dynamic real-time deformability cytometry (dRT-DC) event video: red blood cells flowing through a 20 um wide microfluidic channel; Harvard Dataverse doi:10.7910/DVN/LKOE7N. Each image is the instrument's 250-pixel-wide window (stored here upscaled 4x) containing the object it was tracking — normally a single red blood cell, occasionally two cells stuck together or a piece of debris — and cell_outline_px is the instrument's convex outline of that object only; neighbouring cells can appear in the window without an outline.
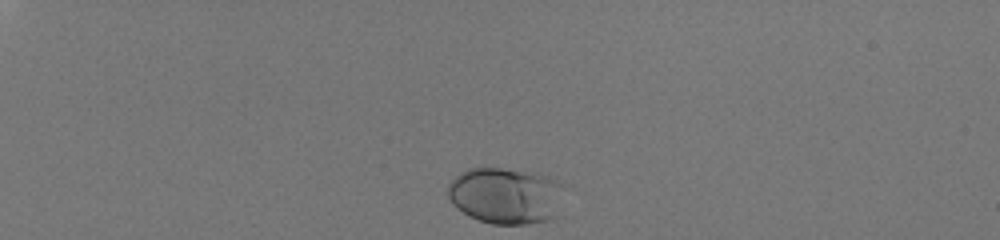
{"species": "human", "species_latin": "Homo sapiens", "temperature_condition": "room temperature", "stored_images_in_passage": 34, "camera_frame_rate_fps": 3000, "um_per_image_px": 0.085, "donor": {"sex": "male"}, "frame": {"image": 1, "passage_image": 1, "time_ms": 0.0, "image_size_px": [1000, 240], "cell_outline_px": [[560, 184], [556, 216], [552, 220], [528, 224], [492, 224], [480, 220], [456, 208], [452, 204], [448, 196], [448, 184], [460, 172], [468, 168], [500, 168], [536, 172], [548, 176], [556, 180]], "centroid_in_image_um": [42.93, 16.62], "position_along_channel_um": 42.1, "area_um2": 37.97}}
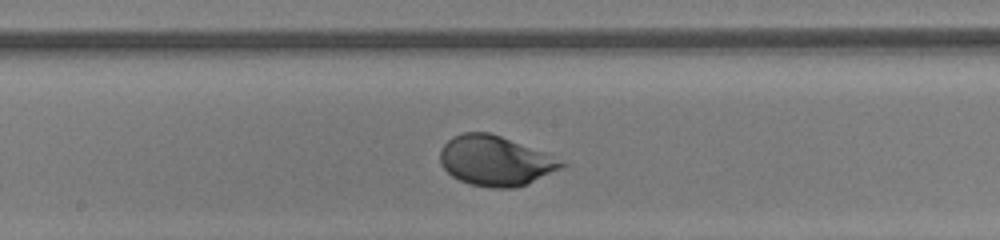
{"frame": {"image": 2, "passage_image": 20, "time_ms": 6.333, "image_size_px": [1000, 240], "cell_outline_px": [[568, 164], [528, 184], [516, 188], [492, 188], [468, 184], [452, 176], [440, 164], [440, 148], [452, 136], [464, 132], [488, 132], [500, 136], [540, 152]], "centroid_in_image_um": [42.02, 13.68], "position_along_channel_um": 206.2, "area_um2": 34.8}}
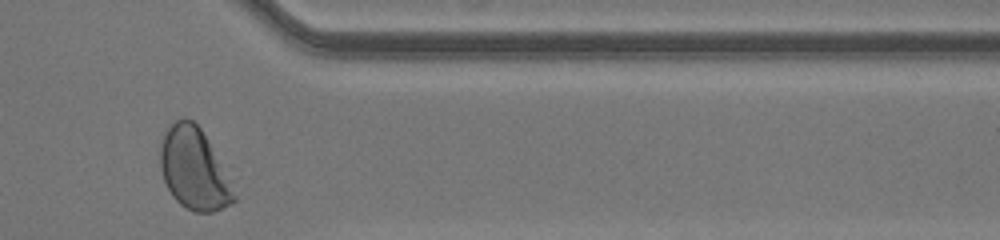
{"frame": {"image": 3, "passage_image": 34, "time_ms": 11.0, "image_size_px": [1000, 240], "cell_outline_px": [[236, 200], [232, 204], [212, 212], [196, 212], [180, 204], [172, 196], [164, 180], [160, 168], [160, 140], [164, 132], [176, 120], [184, 116], [192, 120], [200, 128], [236, 196]], "centroid_in_image_um": [16.42, 14.36], "position_along_channel_um": 395.0, "area_um2": 34.1}, "authors_computed_cell_mechanics": {"area_um2": 35.0268, "velocity_mm_per_s": 4.0854, "shape_relaxation_time_tau1_ms": 2.1562, "shape_relaxation_time_tau2_ms": null, "deformation_change_tau1": 0.1566, "deformation_change_tau2": null}}